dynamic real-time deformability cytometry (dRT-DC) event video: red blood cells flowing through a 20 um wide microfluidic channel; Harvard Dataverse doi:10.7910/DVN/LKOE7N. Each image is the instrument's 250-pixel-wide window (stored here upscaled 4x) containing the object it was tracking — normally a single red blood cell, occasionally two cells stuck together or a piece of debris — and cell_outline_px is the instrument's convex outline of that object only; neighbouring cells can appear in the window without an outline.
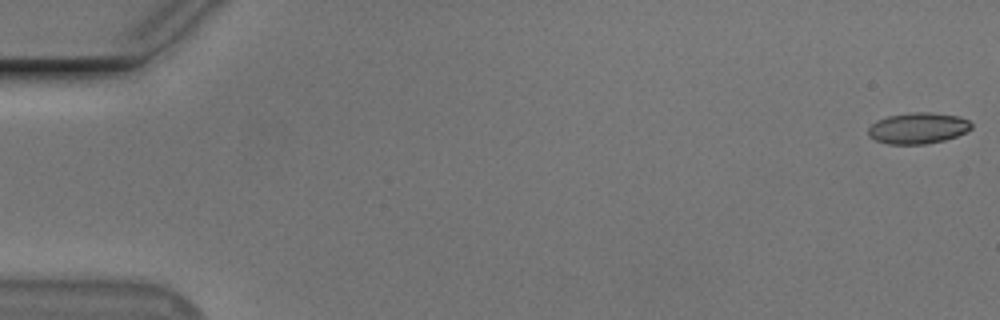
{"species": "Egyptian fruit bat (a non-hibernating species)", "species_latin": "Rousettus aegyptiacus", "temperature_condition": "cold", "stored_images_in_passage": 55, "camera_frame_rate_fps": 3000, "um_per_image_px": 0.085, "animal": {"sex": "male"}, "frame": {"image": 1, "passage_image": 1, "time_ms": 0.0, "image_size_px": [1000, 320], "cell_outline_px": [[972, 128], [956, 136], [944, 140], [924, 144], [888, 144], [876, 140], [868, 136], [868, 128], [876, 120], [888, 116], [912, 112], [928, 112], [956, 116], [968, 120], [972, 124]], "centroid_in_image_um": [77.99, 10.89], "position_along_channel_um": 7.0, "area_um2": 18.55}}
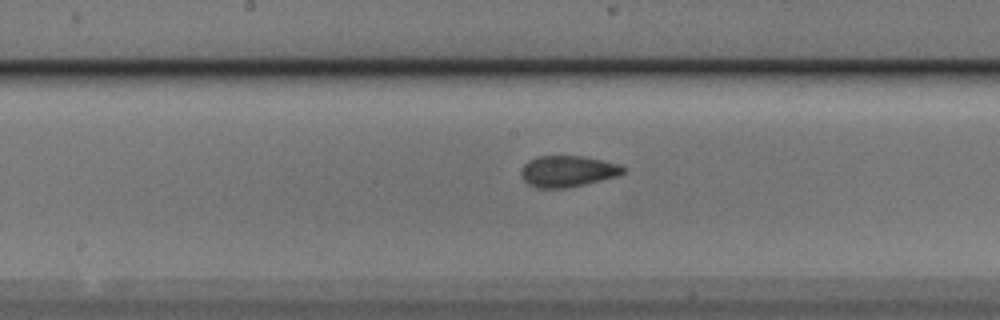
{"frame": {"image": 2, "passage_image": 29, "time_ms": 9.333, "image_size_px": [1000, 320], "cell_outline_px": [[624, 172], [616, 176], [568, 188], [536, 188], [528, 184], [520, 176], [520, 172], [524, 164], [528, 160], [536, 156], [580, 156], [620, 164], [624, 168]], "centroid_in_image_um": [48.19, 14.56], "position_along_channel_um": 200.0, "area_um2": 18.5}}
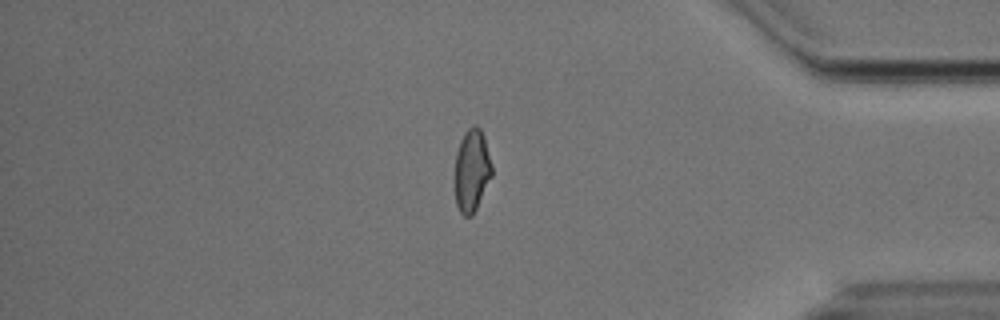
{"frame": {"image": 3, "passage_image": 47, "time_ms": 15.333, "image_size_px": [1000, 320], "cell_outline_px": [[492, 176], [472, 216], [464, 216], [460, 212], [456, 204], [456, 152], [460, 140], [464, 132], [472, 124], [476, 124], [480, 128], [484, 136], [492, 164]], "centroid_in_image_um": [40.12, 14.45], "position_along_channel_um": 395.1, "area_um2": 17.74}, "authors_computed_cell_mechanics": {"area_um2": 18.4382, "velocity_mm_per_s": 3.7232, "shape_relaxation_time_tau1_ms": null, "shape_relaxation_time_tau2_ms": 0.9891, "deformation_change_tau1": null, "deformation_change_tau2": 0.0476}}